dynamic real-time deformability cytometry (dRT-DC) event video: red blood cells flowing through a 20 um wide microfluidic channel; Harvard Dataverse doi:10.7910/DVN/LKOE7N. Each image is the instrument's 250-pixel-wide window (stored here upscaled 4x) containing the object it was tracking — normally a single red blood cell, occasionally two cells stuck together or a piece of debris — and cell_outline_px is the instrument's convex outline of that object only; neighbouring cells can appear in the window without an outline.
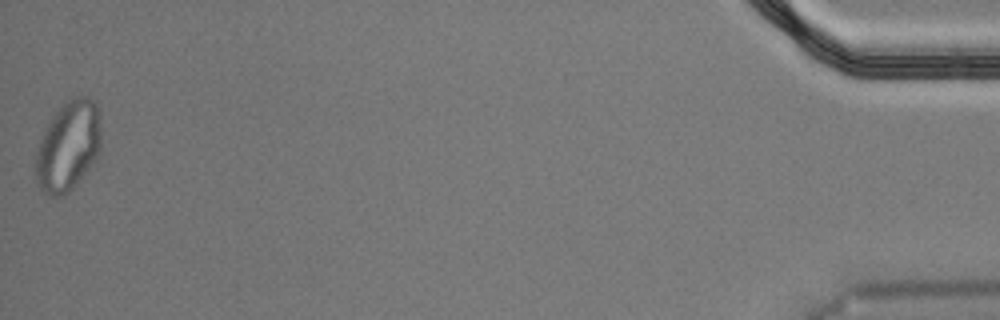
{"species": "Egyptian fruit bat (a non-hibernating species)", "species_latin": "Rousettus aegyptiacus", "temperature_condition": "cold", "stored_images_in_passage": 56, "segment_of_instrument_passage": [2, 2], "camera_frame_rate_fps": 3000, "um_per_image_px": 0.085, "animal": {"sex": "male"}, "frame": {"image": 1, "passage_image": 56, "time_ms": 18.333, "image_size_px": [1000, 320], "cell_outline_px": [[100, 152], [88, 168], [72, 188], [64, 196], [52, 196], [44, 192], [40, 188], [36, 180], [36, 152], [40, 140], [52, 116], [68, 100], [76, 96], [88, 96], [96, 104], [100, 128]], "centroid_in_image_um": [5.79, 12.42], "position_along_channel_um": 429.4, "area_um2": 33.64}}